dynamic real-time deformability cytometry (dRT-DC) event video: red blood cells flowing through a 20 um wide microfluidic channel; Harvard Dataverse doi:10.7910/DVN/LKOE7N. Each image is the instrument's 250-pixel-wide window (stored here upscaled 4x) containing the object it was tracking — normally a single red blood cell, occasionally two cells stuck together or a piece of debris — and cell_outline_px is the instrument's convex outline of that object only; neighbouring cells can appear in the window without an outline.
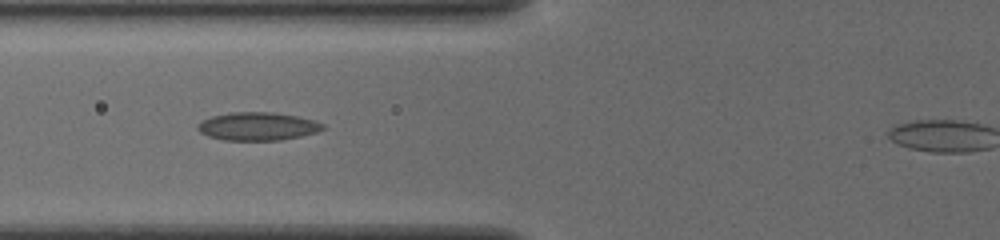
{"species": "common noctule bat (a hibernating species)", "species_latin": "Nyctalus noctula", "temperature_condition": "cold", "stored_images_in_passage": 36, "camera_frame_rate_fps": 3000, "um_per_image_px": 0.085, "animal": {"sex": "female", "body_mass_g": 19.5, "forearm_length_mm": 54.1}, "frame": {"image": 1, "passage_image": 9, "time_ms": 2.667, "image_size_px": [1000, 240], "cell_outline_px": [[324, 128], [316, 132], [300, 136], [280, 140], [224, 140], [208, 136], [200, 132], [196, 128], [196, 124], [212, 116], [232, 112], [272, 112], [296, 116], [312, 120], [324, 124]], "centroid_in_image_um": [21.86, 10.74], "position_along_channel_um": 103.9, "area_um2": 20.35}}
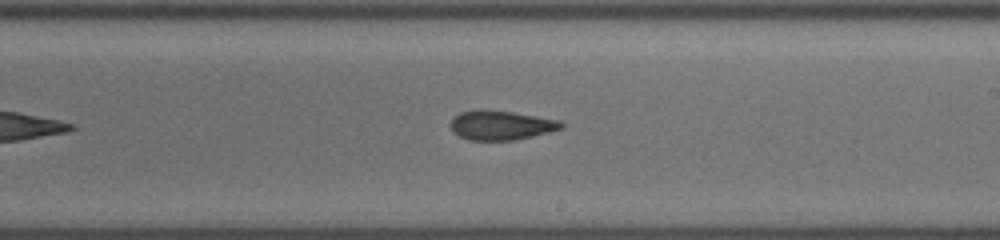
{"frame": {"image": 2, "passage_image": 20, "time_ms": 6.333, "image_size_px": [1000, 240], "cell_outline_px": [[564, 128], [548, 132], [512, 140], [468, 140], [452, 132], [452, 120], [460, 112], [480, 108], [512, 112], [560, 120], [564, 124]], "centroid_in_image_um": [42.58, 10.63], "position_along_channel_um": 246.4, "area_um2": 18.84}}
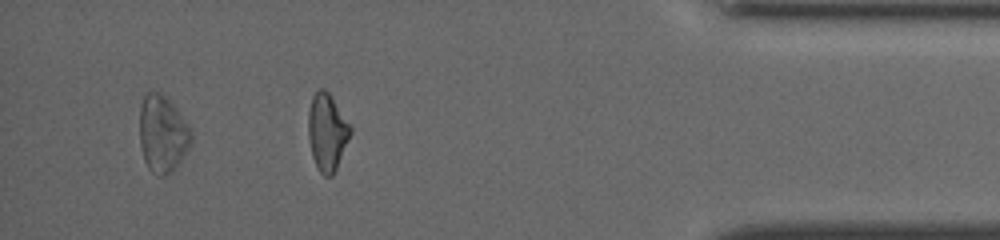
{"frame": {"image": 3, "passage_image": 35, "time_ms": 11.333, "image_size_px": [1000, 240], "cell_outline_px": [[192, 140], [188, 148], [176, 168], [172, 172], [164, 176], [160, 176], [152, 172], [148, 168], [144, 160], [140, 144], [140, 108], [144, 96], [148, 92], [160, 92], [176, 108], [184, 120], [192, 136]], "centroid_in_image_um": [13.8, 11.41], "position_along_channel_um": 421.4, "area_um2": 22.83}, "authors_computed_cell_mechanics": {"area_um2": 19.1607, "velocity_mm_per_s": 3.8811, "shape_relaxation_time_tau1_ms": null, "shape_relaxation_time_tau2_ms": 2.3224, "deformation_change_tau1": null, "deformation_change_tau2": 0.103}}